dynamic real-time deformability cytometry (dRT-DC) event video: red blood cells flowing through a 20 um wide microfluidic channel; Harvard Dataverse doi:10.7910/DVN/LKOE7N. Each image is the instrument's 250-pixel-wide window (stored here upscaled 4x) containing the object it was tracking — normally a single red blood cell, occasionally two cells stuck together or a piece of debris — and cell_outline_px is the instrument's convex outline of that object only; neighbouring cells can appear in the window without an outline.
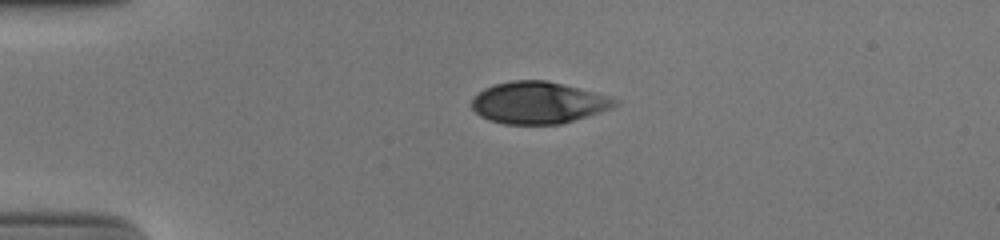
{"species": "human", "species_latin": "Homo sapiens", "temperature_condition": "cold", "stored_images_in_passage": 41, "camera_frame_rate_fps": 3000, "um_per_image_px": 0.085, "donor": {"sex": "male"}, "frame": {"image": 1, "passage_image": 1, "time_ms": 0.0, "image_size_px": [1000, 240], "cell_outline_px": [[620, 100], [616, 104], [600, 112], [560, 124], [504, 124], [488, 120], [480, 116], [472, 108], [472, 100], [484, 88], [492, 84], [512, 80], [548, 80], [608, 96]], "centroid_in_image_um": [45.71, 8.72], "position_along_channel_um": 39.3, "area_um2": 34.68}}
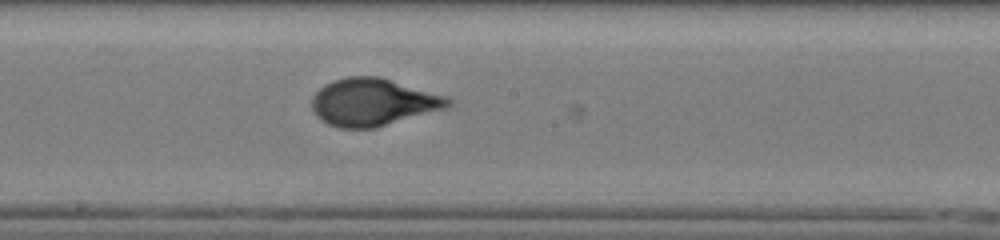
{"frame": {"image": 2, "passage_image": 18, "time_ms": 5.667, "image_size_px": [1000, 240], "cell_outline_px": [[452, 104], [444, 108], [376, 128], [340, 128], [328, 124], [320, 120], [312, 112], [312, 96], [324, 84], [332, 80], [348, 76], [380, 76], [444, 96], [452, 100]], "centroid_in_image_um": [31.64, 8.68], "position_along_channel_um": 216.6, "area_um2": 37.51}}
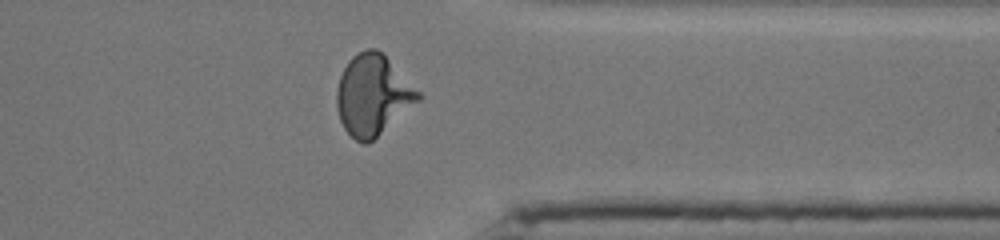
{"frame": {"image": 3, "passage_image": 31, "time_ms": 10.0, "image_size_px": [1000, 240], "cell_outline_px": [[424, 96], [420, 100], [368, 144], [364, 144], [356, 140], [344, 128], [340, 120], [336, 104], [336, 92], [340, 76], [348, 60], [352, 56], [364, 48], [376, 48]], "centroid_in_image_um": [31.66, 8.08], "position_along_channel_um": 379.7, "area_um2": 37.8}, "authors_computed_cell_mechanics": {"area_um2": 36.703, "velocity_mm_per_s": 3.8554, "shape_relaxation_time_tau1_ms": 4.1689, "shape_relaxation_time_tau2_ms": null, "deformation_change_tau1": 0.1886, "deformation_change_tau2": null}}